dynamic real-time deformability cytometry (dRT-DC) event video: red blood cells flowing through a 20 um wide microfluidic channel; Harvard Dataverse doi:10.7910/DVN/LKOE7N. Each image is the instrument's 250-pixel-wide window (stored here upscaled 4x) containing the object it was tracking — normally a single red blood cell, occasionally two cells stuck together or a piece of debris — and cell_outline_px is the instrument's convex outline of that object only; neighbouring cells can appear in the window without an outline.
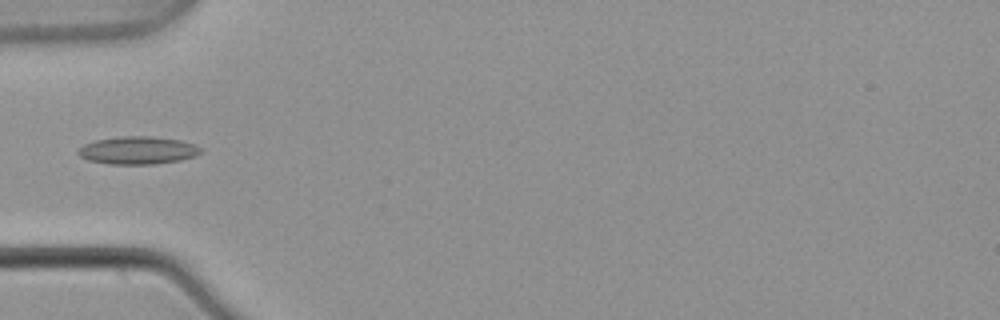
{"species": "common noctule bat (a hibernating species)", "species_latin": "Nyctalus noctula", "temperature_condition": "warm", "stored_images_in_passage": 5, "camera_frame_rate_fps": 3000, "um_per_image_px": 0.085, "animal": {"sex": "male", "body_mass_g": 21.5, "forearm_length_mm": 52.0}, "frame": {"image": 1, "passage_image": 4, "time_ms": 1.0, "image_size_px": [1000, 320], "cell_outline_px": [[204, 152], [196, 156], [180, 160], [152, 164], [108, 164], [88, 160], [80, 156], [76, 152], [84, 144], [96, 140], [120, 136], [152, 136], [180, 140], [192, 144], [200, 148]], "centroid_in_image_um": [11.71, 12.78], "position_along_channel_um": 73.3, "area_um2": 19.83}}
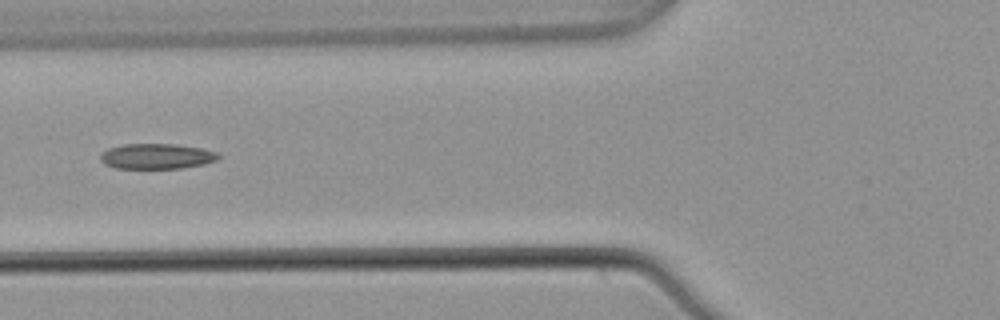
{"frame": {"image": 2, "passage_image": 5, "time_ms": 1.333, "image_size_px": [1000, 320], "cell_outline_px": [[220, 156], [216, 160], [204, 164], [180, 168], [116, 168], [104, 164], [100, 160], [100, 156], [108, 148], [124, 144], [176, 144], [200, 148], [216, 152]], "centroid_in_image_um": [13.3, 13.28], "position_along_channel_um": 112.5, "area_um2": 17.28}}